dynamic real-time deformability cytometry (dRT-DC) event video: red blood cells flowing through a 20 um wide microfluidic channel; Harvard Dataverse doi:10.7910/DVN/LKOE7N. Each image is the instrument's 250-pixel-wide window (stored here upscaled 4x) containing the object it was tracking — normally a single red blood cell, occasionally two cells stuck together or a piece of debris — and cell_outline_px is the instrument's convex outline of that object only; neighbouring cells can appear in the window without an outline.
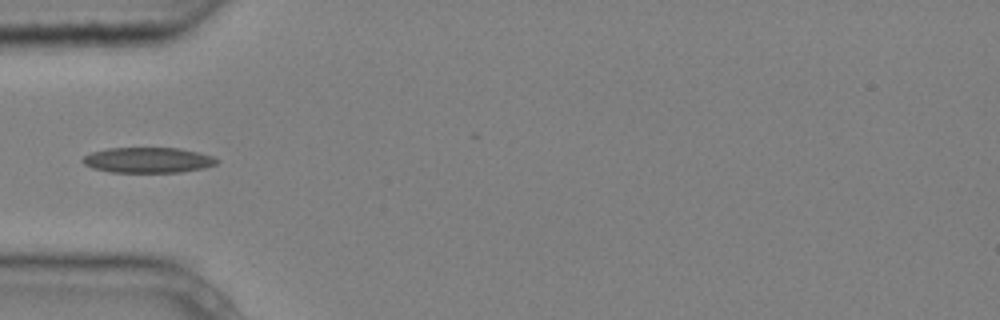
{"species": "common noctule bat (a hibernating species)", "species_latin": "Nyctalus noctula", "temperature_condition": "cold", "stored_images_in_passage": 9, "camera_frame_rate_fps": 3000, "um_per_image_px": 0.085, "animal": {"sex": "male", "body_mass_g": 20.4}, "frame": {"image": 1, "passage_image": 6, "time_ms": 1.667, "image_size_px": [1000, 320], "cell_outline_px": [[220, 160], [216, 164], [204, 168], [180, 172], [112, 172], [92, 168], [84, 164], [80, 160], [84, 156], [92, 152], [108, 148], [180, 148], [212, 156]], "centroid_in_image_um": [12.56, 13.61], "position_along_channel_um": 72.4, "area_um2": 19.83}}
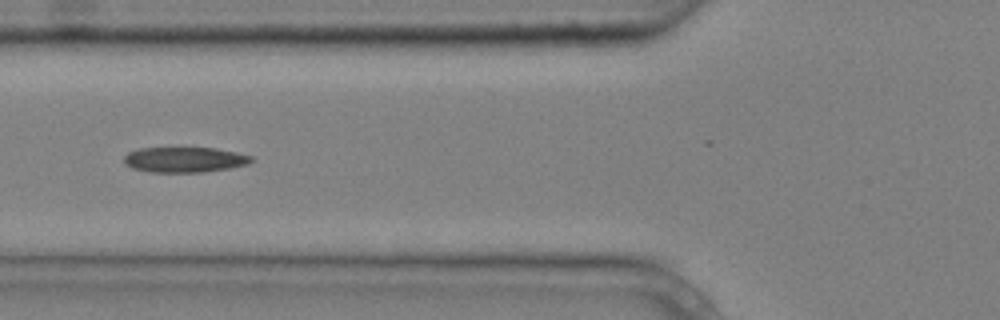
{"frame": {"image": 2, "passage_image": 7, "time_ms": 2.0, "image_size_px": [1000, 320], "cell_outline_px": [[252, 160], [248, 164], [228, 168], [204, 172], [148, 172], [132, 168], [124, 164], [124, 156], [128, 152], [140, 148], [216, 148], [236, 152], [252, 156]], "centroid_in_image_um": [15.66, 13.57], "position_along_channel_um": 110.1, "area_um2": 18.79}}